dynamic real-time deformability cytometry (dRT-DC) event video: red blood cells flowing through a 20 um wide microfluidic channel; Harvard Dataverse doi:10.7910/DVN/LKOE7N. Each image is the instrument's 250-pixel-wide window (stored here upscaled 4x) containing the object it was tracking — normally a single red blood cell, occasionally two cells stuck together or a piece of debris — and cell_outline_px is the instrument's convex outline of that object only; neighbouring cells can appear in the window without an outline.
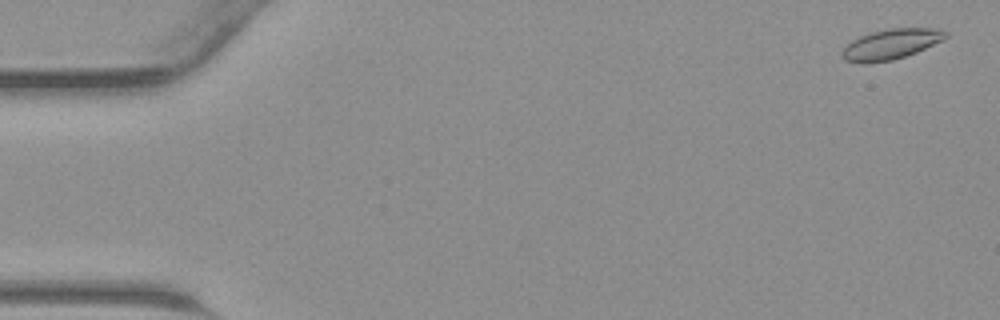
{"species": "common noctule bat (a hibernating species)", "species_latin": "Nyctalus noctula", "temperature_condition": "warm", "stored_images_in_passage": 46, "camera_frame_rate_fps": 3000, "um_per_image_px": 0.085, "animal": {"sex": "male", "body_mass_g": 23.1, "forearm_length_mm": 52.7}, "frame": {"image": 1, "passage_image": 2, "time_ms": 0.333, "image_size_px": [1000, 320], "cell_outline_px": [[948, 36], [944, 40], [916, 52], [892, 60], [868, 64], [864, 64], [844, 60], [840, 56], [840, 52], [852, 40], [860, 36], [872, 32], [888, 28], [940, 28], [948, 32]], "centroid_in_image_um": [75.73, 3.76], "position_along_channel_um": 9.3, "area_um2": 18.5}}
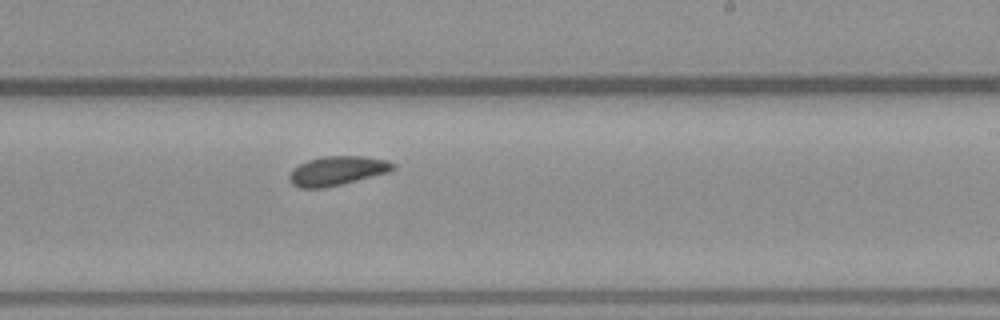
{"frame": {"image": 2, "passage_image": 28, "time_ms": 9.0, "image_size_px": [1000, 320], "cell_outline_px": [[396, 168], [388, 172], [324, 188], [300, 188], [292, 184], [288, 180], [288, 176], [292, 168], [308, 160], [324, 156], [364, 156], [388, 160], [396, 164]], "centroid_in_image_um": [28.64, 14.51], "position_along_channel_um": 260.4, "area_um2": 17.63}}
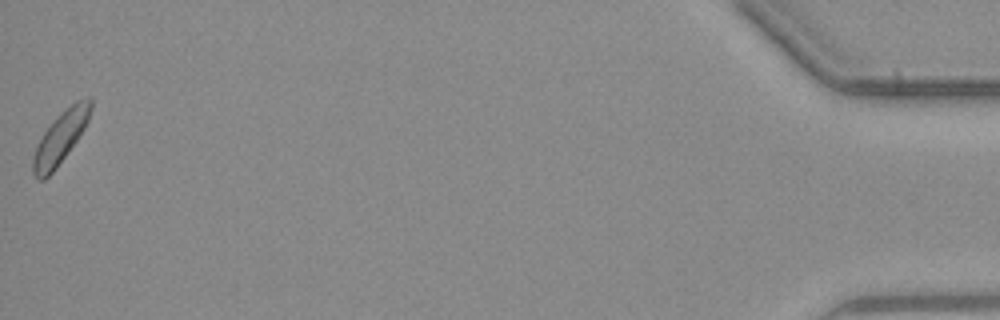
{"frame": {"image": 3, "passage_image": 46, "time_ms": 15.0, "image_size_px": [1000, 320], "cell_outline_px": [[92, 108], [88, 120], [84, 128], [76, 140], [56, 168], [44, 180], [36, 180], [32, 172], [32, 156], [44, 132], [56, 116], [60, 112], [76, 100], [88, 96], [92, 96]], "centroid_in_image_um": [5.14, 11.67], "position_along_channel_um": 430.1, "area_um2": 17.4}}